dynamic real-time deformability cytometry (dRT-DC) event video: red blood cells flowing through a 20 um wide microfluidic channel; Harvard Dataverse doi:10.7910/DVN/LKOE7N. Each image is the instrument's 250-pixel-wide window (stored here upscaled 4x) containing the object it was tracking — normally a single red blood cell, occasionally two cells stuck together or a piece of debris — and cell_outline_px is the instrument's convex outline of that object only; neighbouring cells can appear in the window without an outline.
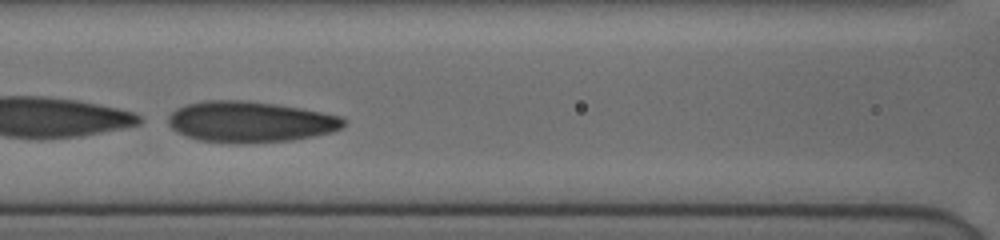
{"species": "human", "species_latin": "Homo sapiens", "temperature_condition": "cold", "stored_images_in_passage": 88, "camera_frame_rate_fps": 3000, "um_per_image_px": 0.085, "donor": {"sex": "female"}, "frame": {"image": 1, "passage_image": 34, "time_ms": 4.333, "image_size_px": [1000, 240], "cell_outline_px": [[348, 120], [340, 128], [332, 132], [292, 140], [200, 140], [176, 132], [168, 124], [168, 116], [176, 108], [188, 104], [204, 100], [244, 100], [276, 104], [300, 108], [340, 116]], "centroid_in_image_um": [21.26, 10.3], "position_along_channel_um": 145.3, "area_um2": 40.52}}
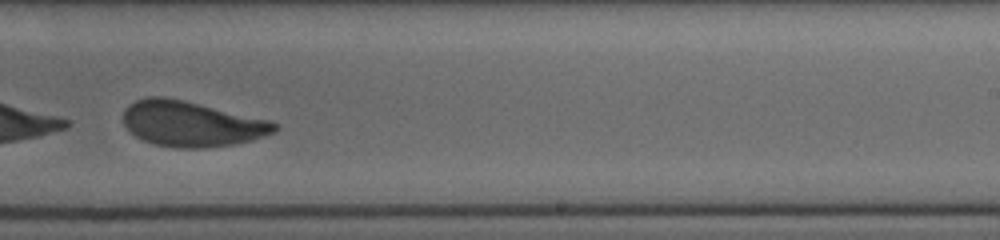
{"frame": {"image": 2, "passage_image": 59, "time_ms": 7.667, "image_size_px": [1000, 240], "cell_outline_px": [[280, 128], [276, 132], [252, 140], [232, 144], [204, 148], [176, 148], [156, 144], [144, 140], [136, 136], [124, 124], [124, 108], [128, 104], [136, 100], [148, 96], [164, 96], [184, 100], [272, 120]], "centroid_in_image_um": [16.31, 10.51], "position_along_channel_um": 272.7, "area_um2": 40.17}}
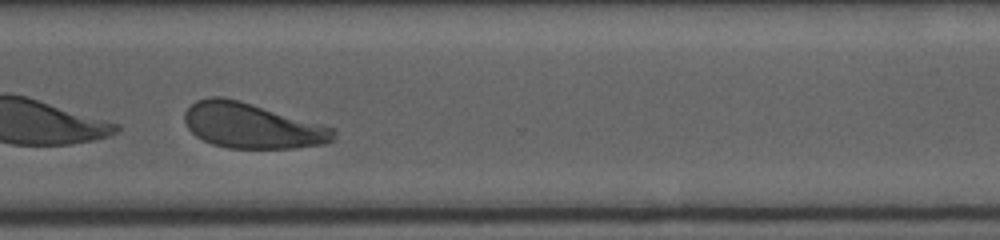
{"frame": {"image": 3, "passage_image": 71, "time_ms": 9.667, "image_size_px": [1000, 240], "cell_outline_px": [[336, 136], [328, 144], [292, 148], [228, 148], [212, 144], [196, 136], [188, 128], [184, 120], [184, 112], [196, 100], [212, 96], [220, 96], [252, 104], [336, 128]], "centroid_in_image_um": [21.43, 10.7], "position_along_channel_um": 349.2, "area_um2": 39.19}, "authors_computed_cell_mechanics": {"area_um2": 40.8068, "velocity_mm_per_s": 3.8301, "shape_relaxation_time_tau1_ms": 1.3997, "shape_relaxation_time_tau2_ms": 1.3436, "deformation_change_tau1": 0.2991, "deformation_change_tau2": 0.0876}}